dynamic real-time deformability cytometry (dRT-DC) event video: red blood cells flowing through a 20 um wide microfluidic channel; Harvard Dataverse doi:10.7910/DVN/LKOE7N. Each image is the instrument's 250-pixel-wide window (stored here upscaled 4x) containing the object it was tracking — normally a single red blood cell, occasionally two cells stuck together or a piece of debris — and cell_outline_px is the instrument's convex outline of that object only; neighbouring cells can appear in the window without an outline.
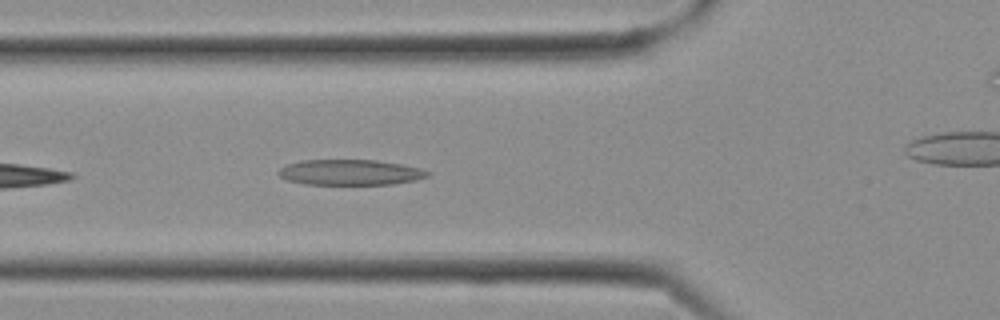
{"species": "Egyptian fruit bat (a non-hibernating species)", "species_latin": "Rousettus aegyptiacus", "temperature_condition": "cold", "stored_images_in_passage": 4, "camera_frame_rate_fps": 3000, "um_per_image_px": 0.085, "frame": {"image": 1, "passage_image": 3, "time_ms": 0.667, "image_size_px": [1000, 320], "cell_outline_px": [[432, 172], [428, 176], [416, 180], [392, 184], [304, 184], [288, 180], [280, 176], [276, 172], [280, 168], [288, 164], [300, 160], [376, 160], [400, 164], [420, 168]], "centroid_in_image_um": [29.77, 14.64], "position_along_channel_um": 96.0, "area_um2": 22.14}}